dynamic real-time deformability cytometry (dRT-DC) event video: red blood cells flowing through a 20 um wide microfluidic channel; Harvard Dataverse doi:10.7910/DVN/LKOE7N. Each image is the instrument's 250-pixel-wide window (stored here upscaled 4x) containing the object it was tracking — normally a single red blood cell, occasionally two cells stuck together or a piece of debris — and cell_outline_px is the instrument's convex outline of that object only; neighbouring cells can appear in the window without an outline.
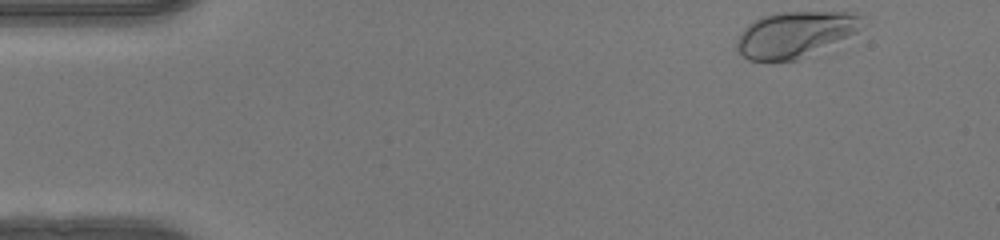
{"species": "human", "species_latin": "Homo sapiens", "temperature_condition": "warm", "stored_images_in_passage": 47, "camera_frame_rate_fps": 3000, "um_per_image_px": 0.085, "donor": {"sex": "female"}, "frame": {"image": 1, "passage_image": 1, "time_ms": 0.0, "image_size_px": [1000, 240], "cell_outline_px": [[864, 28], [856, 32], [796, 60], [748, 60], [736, 48], [736, 40], [740, 32], [748, 24], [760, 16], [776, 12], [852, 12], [860, 16]], "centroid_in_image_um": [67.54, 2.89], "position_along_channel_um": 17.5, "area_um2": 33.12}}
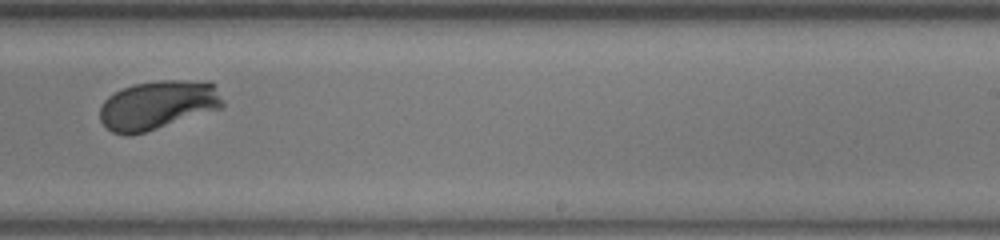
{"frame": {"image": 2, "passage_image": 28, "time_ms": 9.0, "image_size_px": [1000, 240], "cell_outline_px": [[224, 108], [132, 136], [124, 136], [112, 132], [100, 120], [100, 108], [104, 100], [108, 96], [124, 88], [136, 84], [156, 80], [208, 80], [216, 84], [224, 100]], "centroid_in_image_um": [13.48, 8.92], "position_along_channel_um": 275.5, "area_um2": 35.6}}
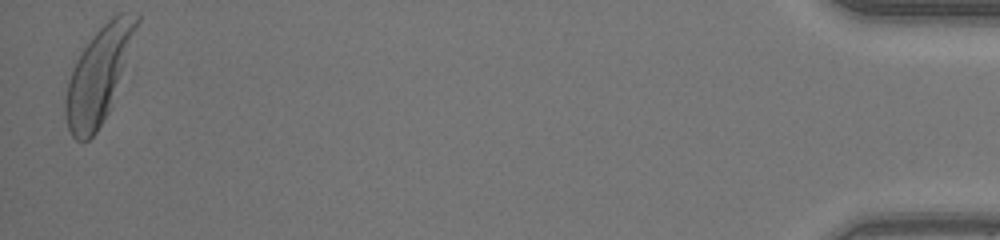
{"frame": {"image": 3, "passage_image": 46, "time_ms": 15.0, "image_size_px": [1000, 240], "cell_outline_px": [[140, 20], [112, 104], [104, 120], [96, 132], [88, 140], [76, 140], [72, 136], [68, 128], [64, 112], [64, 100], [68, 80], [72, 68], [76, 60], [92, 36], [112, 16], [120, 12], [124, 12], [140, 16]], "centroid_in_image_um": [8.36, 6.4], "position_along_channel_um": 426.8, "area_um2": 38.9}, "authors_computed_cell_mechanics": {"area_um2": 35.1424, "velocity_mm_per_s": 4.0996, "shape_relaxation_time_tau1_ms": 2.1801, "shape_relaxation_time_tau2_ms": null, "deformation_change_tau1": 0.1779, "deformation_change_tau2": null}}